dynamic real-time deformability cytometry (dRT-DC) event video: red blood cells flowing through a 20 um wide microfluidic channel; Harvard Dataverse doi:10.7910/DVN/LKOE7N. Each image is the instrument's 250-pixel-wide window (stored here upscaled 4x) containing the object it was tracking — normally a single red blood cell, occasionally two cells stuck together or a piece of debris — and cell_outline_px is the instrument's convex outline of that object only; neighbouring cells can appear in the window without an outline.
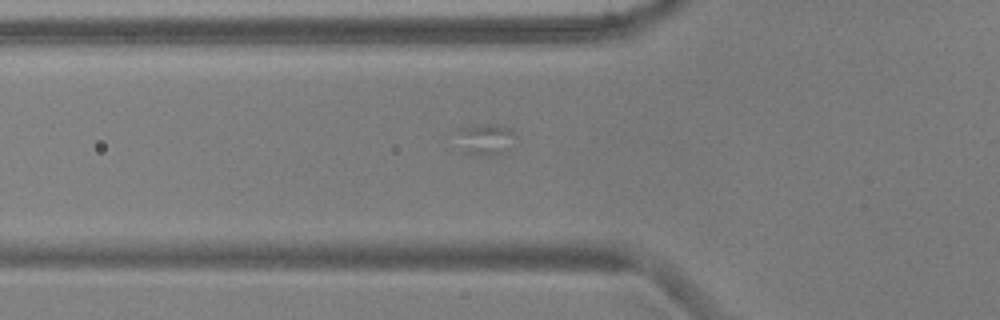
{"species": "common noctule bat (a hibernating species)", "species_latin": "Nyctalus noctula", "temperature_condition": "warm", "stored_images_in_passage": 28, "camera_frame_rate_fps": 3000, "um_per_image_px": 0.085, "animal": {"sex": "male", "body_mass_g": 17.9, "forearm_length_mm": 54.2}, "frame": {"image": 1, "passage_image": 5, "time_ms": 1.333, "image_size_px": [1000, 320], "cell_outline_px": [[516, 136], [500, 152], [492, 156], [480, 156], [464, 152], [460, 132], [460, 128], [476, 124], [500, 124], [512, 128]], "centroid_in_image_um": [41.31, 11.8], "position_along_channel_um": 84.5, "area_um2": 10.17}}
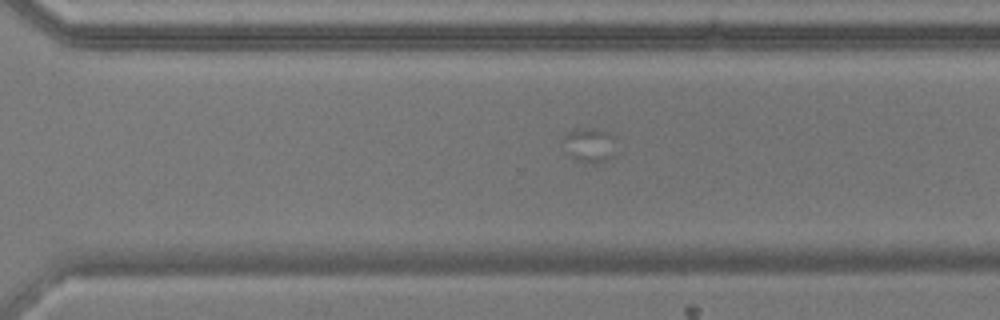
{"frame": {"image": 2, "passage_image": 24, "time_ms": 7.667, "image_size_px": [1000, 320], "cell_outline_px": [[616, 136], [612, 156], [596, 164], [588, 164], [576, 160], [568, 152], [564, 140], [564, 136], [568, 132], [580, 128], [604, 128], [612, 132]], "centroid_in_image_um": [50.18, 12.29], "position_along_channel_um": 320.4, "area_um2": 10.75}}
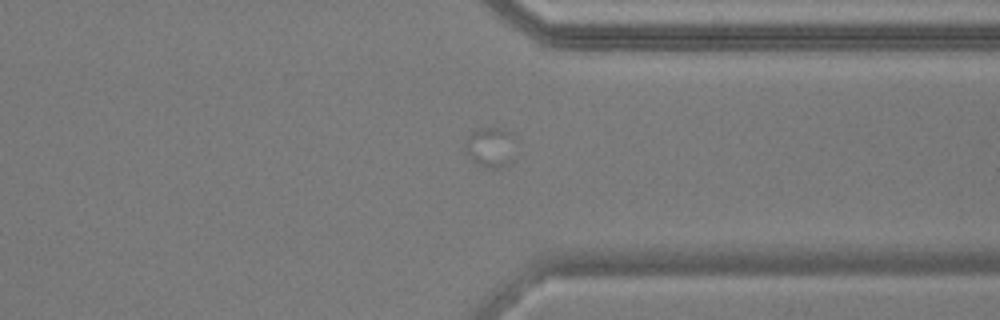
{"frame": {"image": 3, "passage_image": 28, "time_ms": 9.0, "image_size_px": [1000, 320], "cell_outline_px": [[512, 136], [508, 164], [500, 168], [488, 168], [480, 164], [464, 148], [468, 136], [476, 128], [500, 128], [508, 132]], "centroid_in_image_um": [41.63, 12.48], "position_along_channel_um": 369.8, "area_um2": 10.81}}